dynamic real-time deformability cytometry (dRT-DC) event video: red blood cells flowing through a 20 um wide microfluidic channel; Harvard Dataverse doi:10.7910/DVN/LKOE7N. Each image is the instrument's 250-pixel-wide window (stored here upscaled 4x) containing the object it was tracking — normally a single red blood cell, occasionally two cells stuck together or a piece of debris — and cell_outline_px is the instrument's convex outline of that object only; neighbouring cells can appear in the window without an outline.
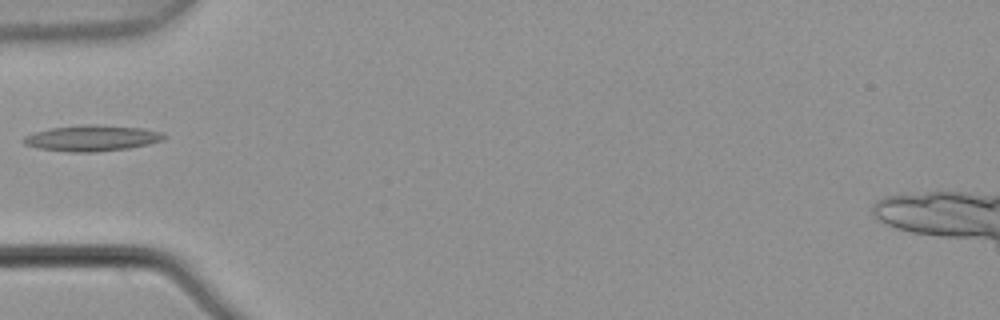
{"species": "common noctule bat (a hibernating species)", "species_latin": "Nyctalus noctula", "temperature_condition": "warm", "stored_images_in_passage": 3, "camera_frame_rate_fps": 3000, "um_per_image_px": 0.085, "animal": {"sex": "male", "body_mass_g": 21.5, "forearm_length_mm": 52.0}, "frame": {"image": 1, "passage_image": 3, "time_ms": 0.667, "image_size_px": [1000, 320], "cell_outline_px": [[164, 140], [148, 144], [128, 148], [96, 152], [68, 152], [36, 148], [24, 144], [20, 140], [24, 136], [36, 132], [52, 128], [88, 124], [96, 124], [140, 128], [160, 132], [164, 136]], "centroid_in_image_um": [7.76, 11.75], "position_along_channel_um": 77.2, "area_um2": 21.1}}